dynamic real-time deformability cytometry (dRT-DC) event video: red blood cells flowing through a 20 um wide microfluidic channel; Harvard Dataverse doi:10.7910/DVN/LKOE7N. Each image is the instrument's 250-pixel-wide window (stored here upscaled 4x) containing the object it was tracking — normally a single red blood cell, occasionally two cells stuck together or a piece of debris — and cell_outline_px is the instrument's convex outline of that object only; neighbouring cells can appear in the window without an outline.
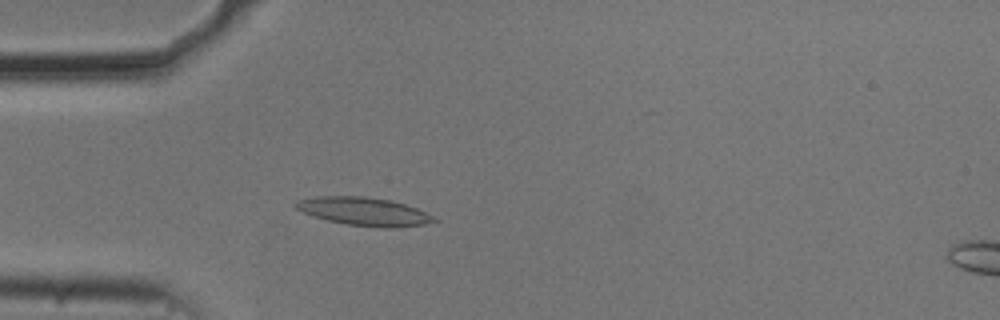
{"species": "common noctule bat (a hibernating species)", "species_latin": "Nyctalus noctula", "temperature_condition": "cold", "stored_images_in_passage": 53, "camera_frame_rate_fps": 3000, "um_per_image_px": 0.085, "animal": {"sex": "male", "body_mass_g": 20.5, "forearm_length_mm": 52.5}, "frame": {"image": 1, "passage_image": 15, "time_ms": 4.667, "image_size_px": [1000, 320], "cell_outline_px": [[440, 220], [424, 224], [396, 228], [384, 228], [348, 224], [328, 220], [312, 216], [296, 208], [292, 204], [300, 200], [316, 196], [364, 196], [388, 200], [404, 204], [416, 208]], "centroid_in_image_um": [30.94, 17.98], "position_along_channel_um": 54.1, "area_um2": 22.48}}
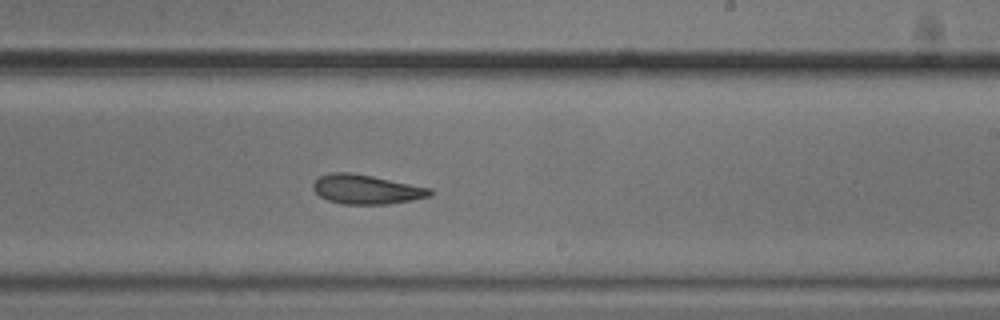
{"frame": {"image": 2, "passage_image": 32, "time_ms": 10.333, "image_size_px": [1000, 320], "cell_outline_px": [[432, 196], [412, 200], [388, 204], [344, 204], [328, 200], [320, 196], [312, 188], [312, 184], [320, 176], [332, 172], [352, 172], [432, 188]], "centroid_in_image_um": [31.15, 16.09], "position_along_channel_um": 257.8, "area_um2": 20.0}}
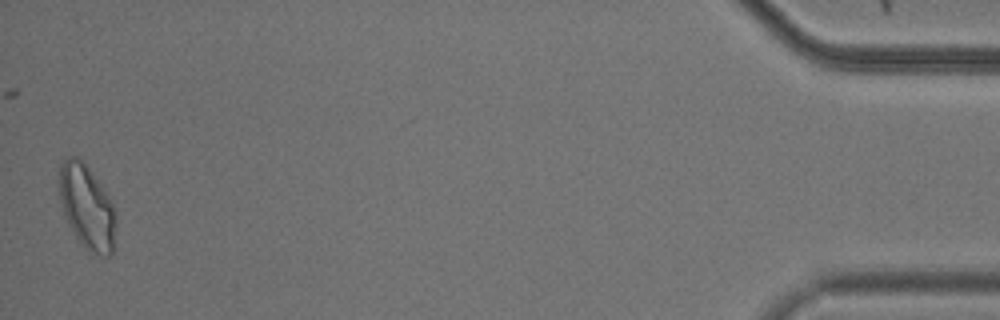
{"frame": {"image": 3, "passage_image": 53, "time_ms": 17.333, "image_size_px": [1000, 320], "cell_outline_px": [[116, 224], [112, 256], [100, 256], [84, 248], [68, 224], [60, 200], [60, 164], [68, 156], [80, 156], [84, 160], [104, 188], [116, 212]], "centroid_in_image_um": [7.41, 17.57], "position_along_channel_um": 427.8, "area_um2": 27.98}, "authors_computed_cell_mechanics": {"area_um2": 21.2704, "velocity_mm_per_s": 3.7176, "shape_relaxation_time_tau1_ms": null, "shape_relaxation_time_tau2_ms": 5.477, "deformation_change_tau1": null, "deformation_change_tau2": 0.1341}}